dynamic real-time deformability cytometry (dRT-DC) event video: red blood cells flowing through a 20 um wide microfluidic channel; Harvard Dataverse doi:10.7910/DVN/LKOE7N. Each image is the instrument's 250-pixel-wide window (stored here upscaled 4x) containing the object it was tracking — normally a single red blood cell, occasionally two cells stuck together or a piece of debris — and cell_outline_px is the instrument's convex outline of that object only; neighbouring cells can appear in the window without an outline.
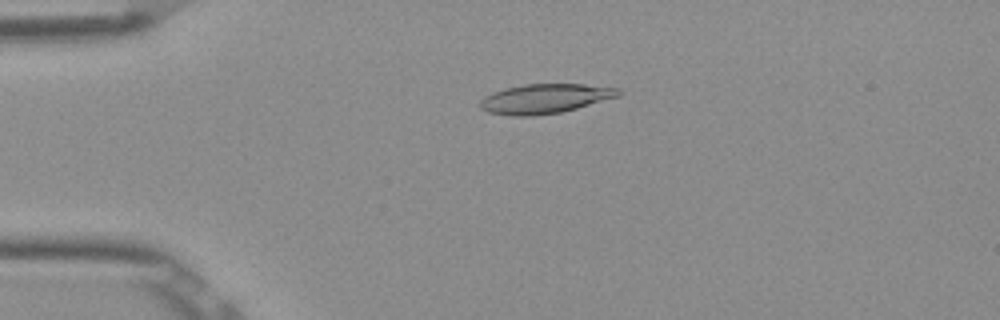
{"species": "Egyptian fruit bat (a non-hibernating species)", "species_latin": "Rousettus aegyptiacus", "temperature_condition": "room temperature", "stored_images_in_passage": 52, "camera_frame_rate_fps": 3000, "um_per_image_px": 0.085, "frame": {"image": 1, "passage_image": 12, "time_ms": 3.667, "image_size_px": [1000, 320], "cell_outline_px": [[624, 92], [620, 96], [576, 108], [560, 112], [532, 116], [512, 116], [488, 112], [480, 108], [480, 100], [484, 96], [504, 88], [524, 84], [584, 84], [620, 88]], "centroid_in_image_um": [46.34, 8.38], "position_along_channel_um": 38.7, "area_um2": 23.87}}
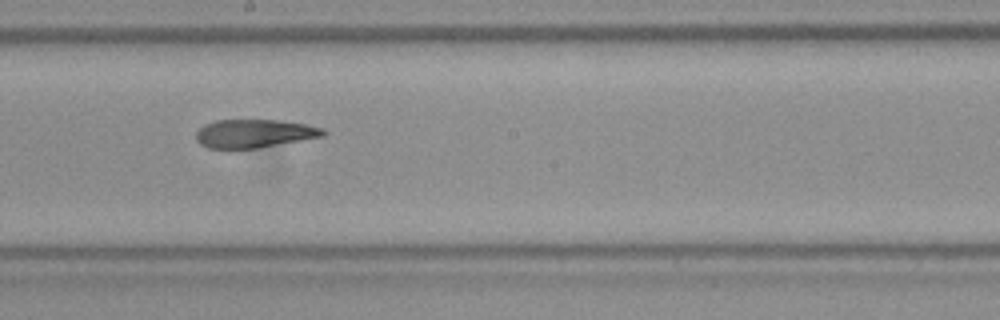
{"frame": {"image": 2, "passage_image": 29, "time_ms": 9.333, "image_size_px": [1000, 320], "cell_outline_px": [[328, 132], [324, 136], [256, 148], [208, 148], [200, 144], [196, 140], [196, 132], [204, 124], [216, 120], [280, 120], [304, 124], [324, 128]], "centroid_in_image_um": [21.61, 11.34], "position_along_channel_um": 226.6, "area_um2": 20.92}}
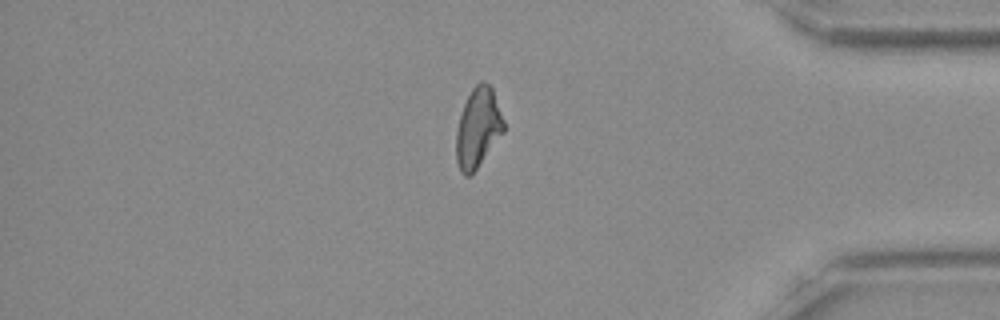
{"frame": {"image": 3, "passage_image": 44, "time_ms": 14.333, "image_size_px": [1000, 320], "cell_outline_px": [[504, 132], [476, 168], [468, 176], [464, 176], [460, 172], [456, 160], [456, 132], [460, 116], [464, 104], [472, 88], [480, 80], [484, 80], [492, 88], [504, 120]], "centroid_in_image_um": [40.62, 10.85], "position_along_channel_um": 394.6, "area_um2": 21.85}, "authors_computed_cell_mechanics": {"area_um2": 22.831, "velocity_mm_per_s": 3.8981, "shape_relaxation_time_tau1_ms": null, "shape_relaxation_time_tau2_ms": 6.5715, "deformation_change_tau1": null, "deformation_change_tau2": 0.1627}}